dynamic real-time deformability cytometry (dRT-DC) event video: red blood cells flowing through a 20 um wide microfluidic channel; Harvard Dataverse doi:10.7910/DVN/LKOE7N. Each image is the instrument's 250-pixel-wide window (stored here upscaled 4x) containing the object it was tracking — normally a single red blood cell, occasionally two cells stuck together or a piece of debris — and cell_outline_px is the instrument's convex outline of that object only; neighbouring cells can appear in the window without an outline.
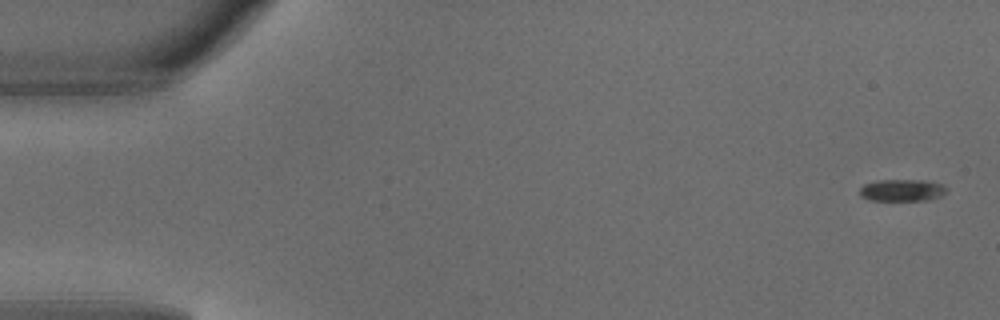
{"species": "common noctule bat (a hibernating species)", "species_latin": "Nyctalus noctula", "temperature_condition": "warm", "stored_images_in_passage": 3, "camera_frame_rate_fps": 3000, "um_per_image_px": 0.085, "animal": {"sex": "male", "body_mass_g": 18.8}, "frame": {"image": 1, "passage_image": 1, "time_ms": 0.0, "image_size_px": [1000, 320], "cell_outline_px": [[948, 188], [940, 196], [924, 200], [868, 200], [860, 196], [860, 188], [864, 184], [880, 180], [924, 180], [944, 184]], "centroid_in_image_um": [76.66, 16.16], "position_along_channel_um": 8.3, "area_um2": 11.04}}